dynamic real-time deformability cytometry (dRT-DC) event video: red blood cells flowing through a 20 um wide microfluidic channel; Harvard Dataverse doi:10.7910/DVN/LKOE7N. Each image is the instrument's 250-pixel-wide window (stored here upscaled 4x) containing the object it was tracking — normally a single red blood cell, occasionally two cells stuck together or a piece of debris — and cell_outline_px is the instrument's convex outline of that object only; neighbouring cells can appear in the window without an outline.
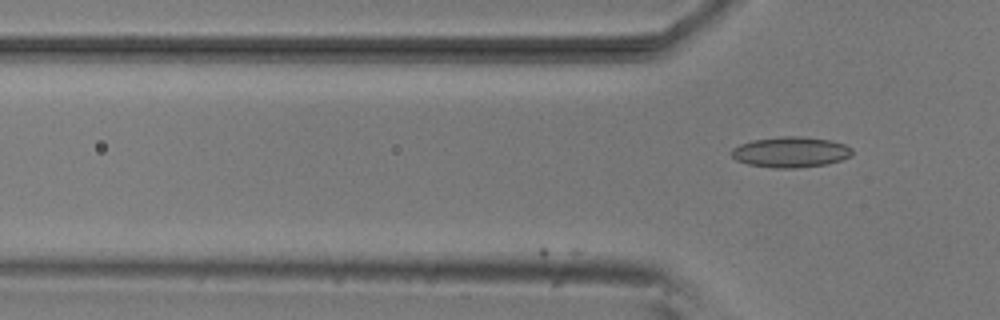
{"species": "common noctule bat (a hibernating species)", "species_latin": "Nyctalus noctula", "temperature_condition": "room temperature", "stored_images_in_passage": 16, "camera_frame_rate_fps": 3000, "um_per_image_px": 0.085, "animal": {"sex": "male", "body_mass_g": 20.5, "forearm_length_mm": 52.5}, "frame": {"image": 1, "passage_image": 16, "time_ms": 5.0, "image_size_px": [1000, 320], "cell_outline_px": [[852, 156], [828, 164], [796, 168], [772, 168], [748, 164], [736, 160], [728, 152], [732, 148], [740, 144], [752, 140], [780, 136], [800, 136], [832, 140], [844, 144], [852, 148]], "centroid_in_image_um": [67.19, 12.92], "position_along_channel_um": 58.6, "area_um2": 21.79}}